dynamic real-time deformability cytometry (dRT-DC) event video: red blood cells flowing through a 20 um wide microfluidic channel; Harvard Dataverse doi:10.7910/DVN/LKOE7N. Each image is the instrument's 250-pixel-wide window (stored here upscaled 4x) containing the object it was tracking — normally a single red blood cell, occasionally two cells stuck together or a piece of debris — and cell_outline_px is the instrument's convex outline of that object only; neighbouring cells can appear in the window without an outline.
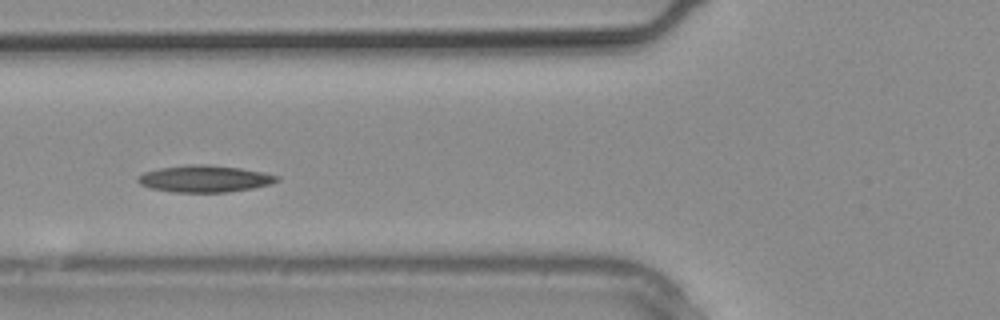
{"species": "common noctule bat (a hibernating species)", "species_latin": "Nyctalus noctula", "temperature_condition": "warm", "stored_images_in_passage": 11, "camera_frame_rate_fps": 3000, "um_per_image_px": 0.085, "animal": {"sex": "male", "body_mass_g": 20.4}, "frame": {"image": 1, "passage_image": 8, "time_ms": 2.333, "image_size_px": [1000, 320], "cell_outline_px": [[280, 180], [272, 184], [252, 188], [228, 192], [176, 192], [152, 188], [140, 184], [136, 180], [136, 176], [144, 172], [160, 168], [192, 164], [208, 164], [240, 168], [280, 176]], "centroid_in_image_um": [17.4, 15.19], "position_along_channel_um": 108.4, "area_um2": 21.68}}